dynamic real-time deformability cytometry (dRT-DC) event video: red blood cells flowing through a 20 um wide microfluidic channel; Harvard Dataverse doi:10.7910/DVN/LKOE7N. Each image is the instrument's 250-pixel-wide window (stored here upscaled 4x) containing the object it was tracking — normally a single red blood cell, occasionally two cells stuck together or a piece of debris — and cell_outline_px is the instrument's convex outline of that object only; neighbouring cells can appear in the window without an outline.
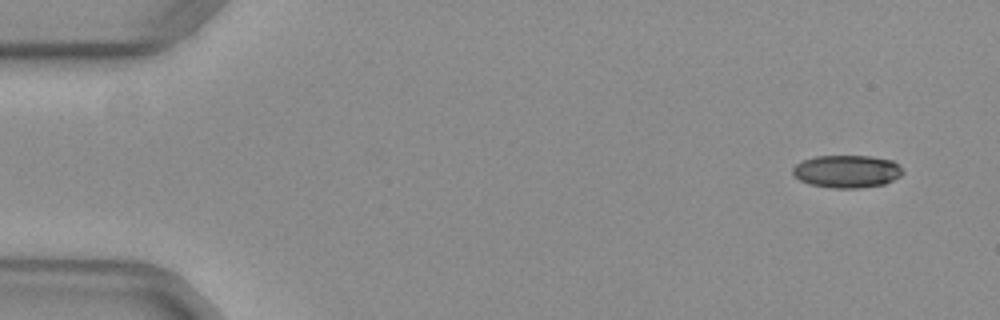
{"species": "common noctule bat (a hibernating species)", "species_latin": "Nyctalus noctula", "temperature_condition": "warm", "stored_images_in_passage": 50, "camera_frame_rate_fps": 3000, "um_per_image_px": 0.085, "animal": {"sex": "female", "body_mass_g": 29.2, "forearm_length_mm": 56.3}, "frame": {"image": 1, "passage_image": 1, "time_ms": 0.0, "image_size_px": [1000, 320], "cell_outline_px": [[904, 172], [900, 176], [884, 184], [860, 188], [832, 188], [808, 184], [800, 180], [792, 172], [792, 168], [800, 160], [816, 156], [872, 156], [892, 160]], "centroid_in_image_um": [71.95, 14.56], "position_along_channel_um": 13.0, "area_um2": 20.98}}
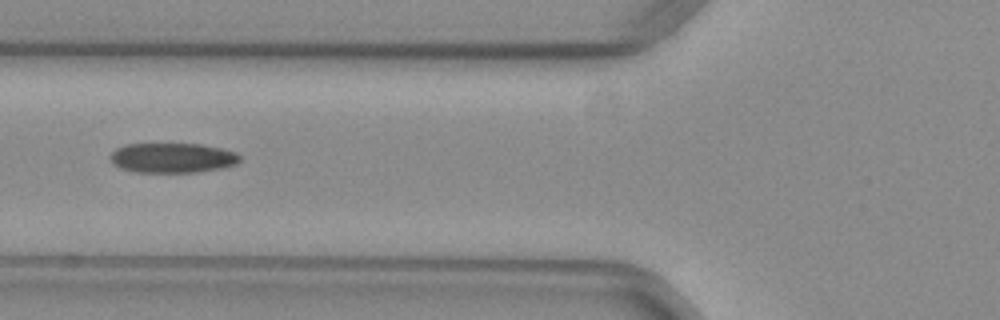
{"frame": {"image": 2, "passage_image": 18, "time_ms": 5.667, "image_size_px": [1000, 320], "cell_outline_px": [[240, 160], [236, 164], [220, 168], [196, 172], [136, 172], [120, 168], [112, 164], [112, 152], [116, 148], [128, 144], [204, 144], [236, 152], [240, 156]], "centroid_in_image_um": [14.67, 13.41], "position_along_channel_um": 111.1, "area_um2": 22.43}}
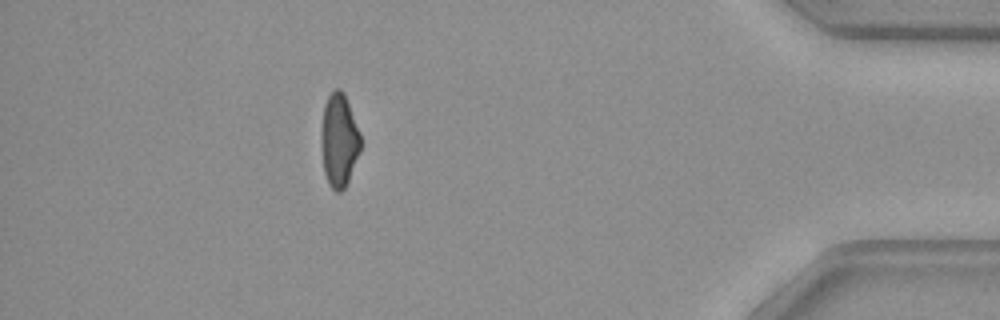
{"frame": {"image": 3, "passage_image": 44, "time_ms": 14.333, "image_size_px": [1000, 320], "cell_outline_px": [[360, 148], [348, 180], [344, 188], [340, 192], [336, 192], [328, 184], [324, 172], [320, 132], [324, 104], [328, 96], [336, 88], [340, 88], [344, 92], [360, 132]], "centroid_in_image_um": [28.8, 11.89], "position_along_channel_um": 406.4, "area_um2": 21.27}, "authors_computed_cell_mechanics": {"area_um2": 22.2241, "velocity_mm_per_s": 4.0006, "shape_relaxation_time_tau1_ms": null, "shape_relaxation_time_tau2_ms": 2.1505, "deformation_change_tau1": null, "deformation_change_tau2": 0.0864}}